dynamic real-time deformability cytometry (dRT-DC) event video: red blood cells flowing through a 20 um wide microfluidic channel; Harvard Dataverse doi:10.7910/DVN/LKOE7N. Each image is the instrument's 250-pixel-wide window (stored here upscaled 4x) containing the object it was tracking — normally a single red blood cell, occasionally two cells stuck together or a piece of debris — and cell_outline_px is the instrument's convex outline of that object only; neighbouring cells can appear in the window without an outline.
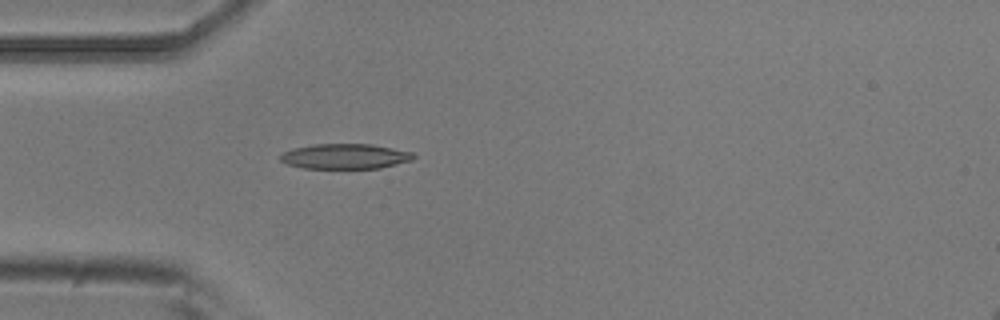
{"species": "common noctule bat (a hibernating species)", "species_latin": "Nyctalus noctula", "temperature_condition": "room temperature", "stored_images_in_passage": 4, "camera_frame_rate_fps": 3000, "um_per_image_px": 0.085, "animal": {"sex": "male", "body_mass_g": 20.5, "forearm_length_mm": 52.5}, "frame": {"image": 1, "passage_image": 4, "time_ms": 1.0, "image_size_px": [1000, 320], "cell_outline_px": [[416, 156], [412, 160], [380, 168], [304, 168], [288, 164], [280, 160], [280, 156], [284, 152], [292, 148], [312, 144], [372, 144], [412, 152]], "centroid_in_image_um": [29.33, 13.28], "position_along_channel_um": 55.7, "area_um2": 19.42}}